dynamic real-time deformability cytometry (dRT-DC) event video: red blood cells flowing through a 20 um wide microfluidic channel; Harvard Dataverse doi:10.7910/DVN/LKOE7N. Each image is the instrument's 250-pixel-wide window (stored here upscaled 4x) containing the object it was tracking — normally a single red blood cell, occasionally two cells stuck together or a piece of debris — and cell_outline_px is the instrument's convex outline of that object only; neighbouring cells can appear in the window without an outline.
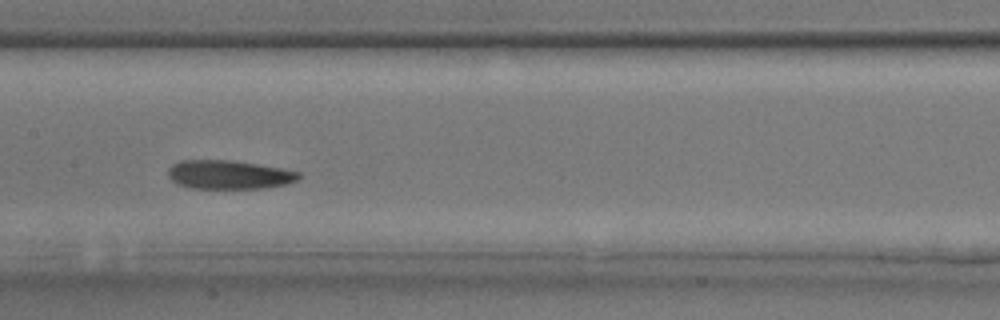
{"species": "common noctule bat (a hibernating species)", "species_latin": "Nyctalus noctula", "temperature_condition": "room temperature", "stored_images_in_passage": 20, "camera_frame_rate_fps": 3000, "um_per_image_px": 0.085, "animal": {"sex": "male", "body_mass_g": 17.9, "forearm_length_mm": 54.2}, "frame": {"image": 1, "passage_image": 9, "time_ms": 2.667, "image_size_px": [1000, 320], "cell_outline_px": [[300, 176], [296, 180], [288, 184], [264, 188], [192, 188], [180, 184], [172, 180], [168, 176], [168, 168], [172, 164], [180, 160], [228, 160], [256, 164], [280, 168], [300, 172]], "centroid_in_image_um": [19.45, 14.84], "position_along_channel_um": 188.0, "area_um2": 21.73}}
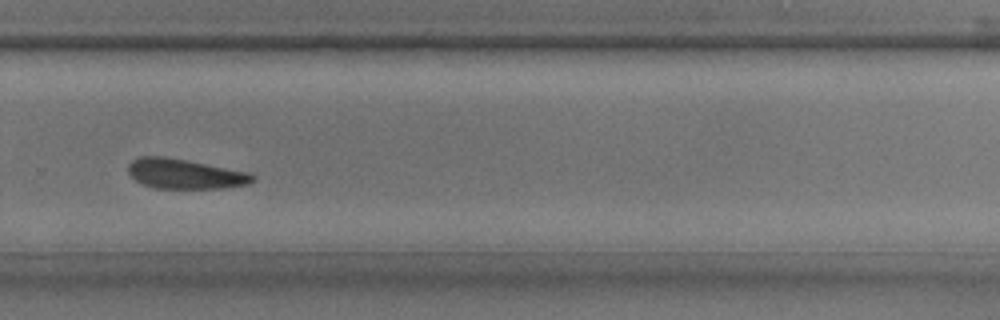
{"frame": {"image": 2, "passage_image": 15, "time_ms": 4.667, "image_size_px": [1000, 320], "cell_outline_px": [[256, 180], [248, 184], [224, 188], [152, 188], [140, 184], [128, 172], [128, 164], [132, 160], [140, 156], [164, 156], [248, 172], [256, 176]], "centroid_in_image_um": [15.7, 14.78], "position_along_channel_um": 314.1, "area_um2": 21.68}}